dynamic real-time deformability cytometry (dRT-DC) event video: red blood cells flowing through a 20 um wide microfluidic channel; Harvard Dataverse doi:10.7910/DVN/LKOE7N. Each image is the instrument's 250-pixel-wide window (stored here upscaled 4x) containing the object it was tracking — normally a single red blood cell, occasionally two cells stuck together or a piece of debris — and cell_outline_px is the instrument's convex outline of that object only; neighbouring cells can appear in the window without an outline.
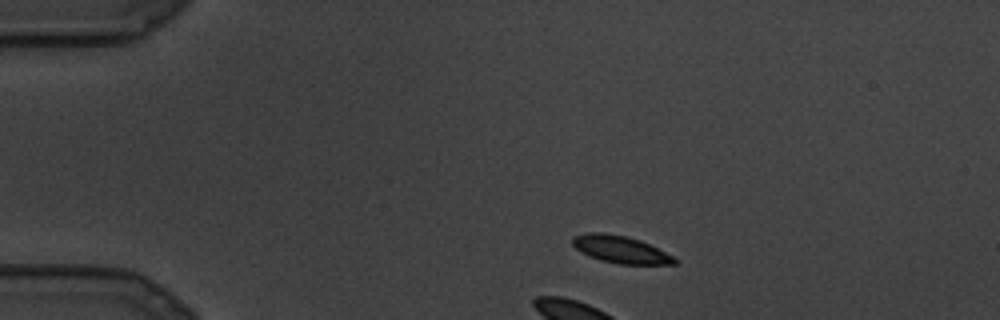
{"species": "common noctule bat (a hibernating species)", "species_latin": "Nyctalus noctula", "temperature_condition": "cold", "stored_images_in_passage": 11, "camera_frame_rate_fps": 3000, "um_per_image_px": 0.085, "animal": {"sex": "male", "body_mass_g": 19.5, "forearm_length_mm": 54.6}, "frame": {"image": 1, "passage_image": 1, "time_ms": 0.0, "image_size_px": [1000, 320], "cell_outline_px": [[680, 260], [676, 264], [620, 264], [600, 260], [576, 248], [572, 244], [572, 236], [588, 232], [604, 232], [624, 236], [640, 240]], "centroid_in_image_um": [52.74, 21.19], "position_along_channel_um": 32.3, "area_um2": 15.95}}